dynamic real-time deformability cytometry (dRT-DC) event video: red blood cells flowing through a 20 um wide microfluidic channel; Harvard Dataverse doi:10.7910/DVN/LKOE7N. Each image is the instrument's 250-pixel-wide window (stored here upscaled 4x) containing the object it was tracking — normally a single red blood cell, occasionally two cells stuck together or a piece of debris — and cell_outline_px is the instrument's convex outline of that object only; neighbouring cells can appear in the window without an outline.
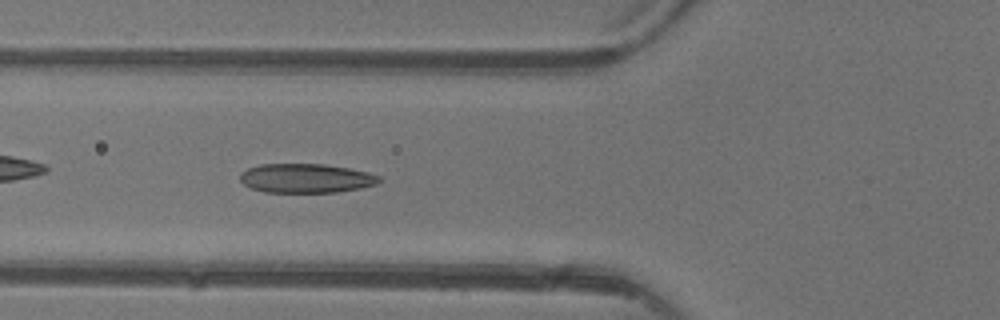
{"species": "common noctule bat (a hibernating species)", "species_latin": "Nyctalus noctula", "temperature_condition": "warm", "stored_images_in_passage": 5, "camera_frame_rate_fps": 3000, "um_per_image_px": 0.085, "animal": {"sex": "female"}, "frame": {"image": 1, "passage_image": 5, "time_ms": 5.333, "image_size_px": [1000, 320], "cell_outline_px": [[380, 180], [376, 184], [360, 188], [336, 192], [264, 192], [252, 188], [244, 184], [240, 180], [240, 176], [248, 168], [260, 164], [324, 164], [348, 168], [368, 172], [380, 176]], "centroid_in_image_um": [26.02, 15.15], "position_along_channel_um": 99.8, "area_um2": 23.47}}